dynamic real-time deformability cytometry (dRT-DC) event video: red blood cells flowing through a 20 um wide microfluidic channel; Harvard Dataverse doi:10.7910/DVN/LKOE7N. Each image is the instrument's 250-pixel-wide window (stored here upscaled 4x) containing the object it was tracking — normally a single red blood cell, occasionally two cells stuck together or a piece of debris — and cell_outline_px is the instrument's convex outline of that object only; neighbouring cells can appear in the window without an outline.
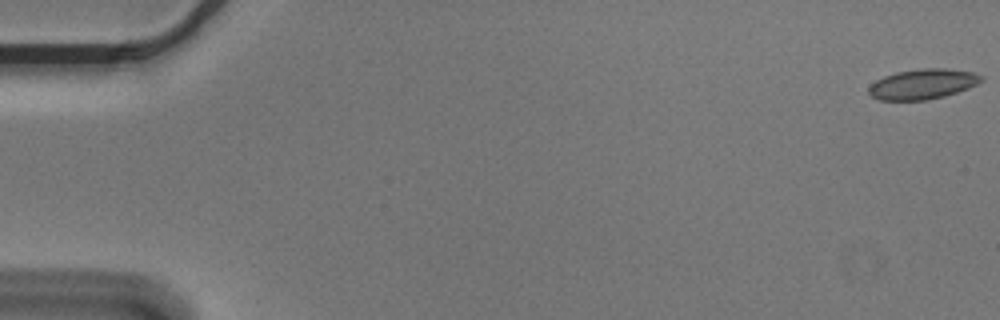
{"species": "Egyptian fruit bat (a non-hibernating species)", "species_latin": "Rousettus aegyptiacus", "temperature_condition": "cold", "stored_images_in_passage": 6, "camera_frame_rate_fps": 3000, "um_per_image_px": 0.085, "animal": {"sex": "male"}, "frame": {"image": 1, "passage_image": 1, "time_ms": 0.0, "image_size_px": [1000, 320], "cell_outline_px": [[984, 80], [968, 88], [944, 96], [928, 100], [880, 100], [872, 96], [868, 92], [868, 88], [876, 80], [884, 76], [896, 72], [920, 68], [944, 68], [972, 72], [984, 76]], "centroid_in_image_um": [78.44, 7.14], "position_along_channel_um": 6.6, "area_um2": 19.77}}